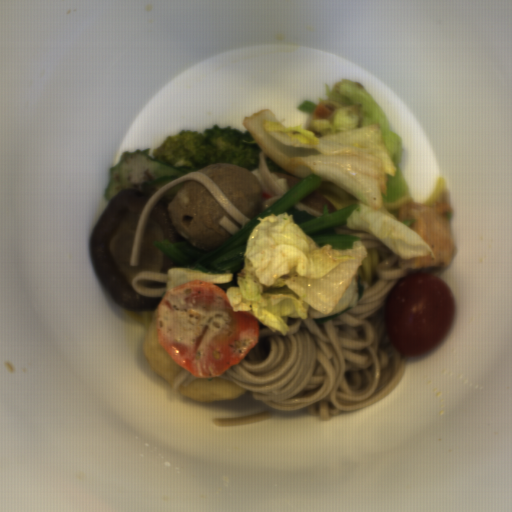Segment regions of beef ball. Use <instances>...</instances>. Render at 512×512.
Here are the masks:
<instances>
[{
	"label": "beef ball",
	"instance_id": "1",
	"mask_svg": "<svg viewBox=\"0 0 512 512\" xmlns=\"http://www.w3.org/2000/svg\"><path fill=\"white\" fill-rule=\"evenodd\" d=\"M173 227L192 246L212 252L233 235L219 224L226 216L240 230L244 228L232 218L202 182L188 179L165 207Z\"/></svg>",
	"mask_w": 512,
	"mask_h": 512
},
{
	"label": "beef ball",
	"instance_id": "2",
	"mask_svg": "<svg viewBox=\"0 0 512 512\" xmlns=\"http://www.w3.org/2000/svg\"><path fill=\"white\" fill-rule=\"evenodd\" d=\"M196 172L209 177L219 190L251 221L261 214L262 188L251 170L230 163L209 164Z\"/></svg>",
	"mask_w": 512,
	"mask_h": 512
}]
</instances>
